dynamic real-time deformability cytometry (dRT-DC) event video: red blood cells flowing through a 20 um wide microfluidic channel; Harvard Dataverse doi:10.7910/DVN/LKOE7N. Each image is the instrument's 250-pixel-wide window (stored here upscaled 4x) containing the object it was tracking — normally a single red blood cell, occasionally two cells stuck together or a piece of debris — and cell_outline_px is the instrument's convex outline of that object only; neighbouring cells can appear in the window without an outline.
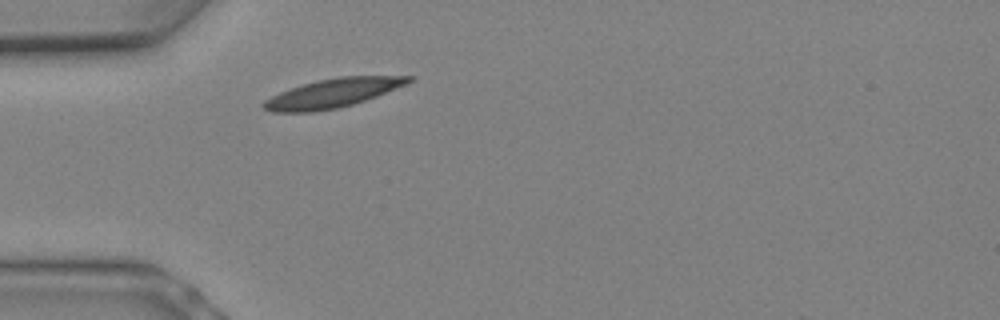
{"species": "Egyptian fruit bat (a non-hibernating species)", "species_latin": "Rousettus aegyptiacus", "temperature_condition": "warm", "stored_images_in_passage": 1, "camera_frame_rate_fps": 3000, "um_per_image_px": 0.085, "animal": {"sex": "female"}, "frame": {"image": 1, "passage_image": 1, "time_ms": 0.0, "image_size_px": [1000, 320], "cell_outline_px": [[416, 76], [412, 80], [404, 84], [376, 96], [352, 104], [336, 108], [312, 112], [272, 112], [264, 108], [260, 104], [264, 100], [280, 92], [316, 80], [340, 76]], "centroid_in_image_um": [28.23, 7.91], "position_along_channel_um": 56.8, "area_um2": 23.99}}